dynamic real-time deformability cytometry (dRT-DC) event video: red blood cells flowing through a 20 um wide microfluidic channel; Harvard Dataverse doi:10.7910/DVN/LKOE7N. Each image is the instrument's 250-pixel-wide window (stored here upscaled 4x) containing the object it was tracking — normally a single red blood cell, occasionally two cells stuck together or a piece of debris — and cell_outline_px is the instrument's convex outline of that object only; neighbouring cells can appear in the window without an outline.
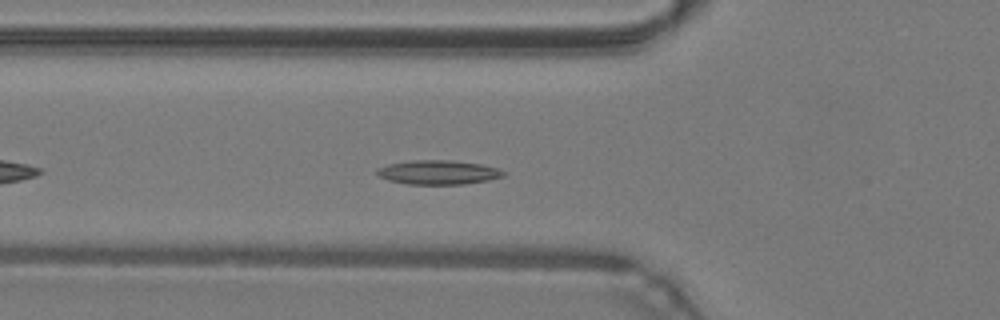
{"species": "common noctule bat (a hibernating species)", "species_latin": "Nyctalus noctula", "temperature_condition": "warm", "stored_images_in_passage": 38, "camera_frame_rate_fps": 3000, "um_per_image_px": 0.085, "animal": {"sex": "male", "body_mass_g": 19.2, "forearm_length_mm": 51.8}, "frame": {"image": 1, "passage_image": 7, "time_ms": 2.0, "image_size_px": [1000, 320], "cell_outline_px": [[508, 172], [504, 176], [488, 180], [464, 184], [408, 184], [388, 180], [380, 176], [376, 172], [376, 168], [388, 164], [412, 160], [452, 160], [480, 164], [496, 168]], "centroid_in_image_um": [37.25, 14.64], "position_along_channel_um": 88.5, "area_um2": 17.8}}
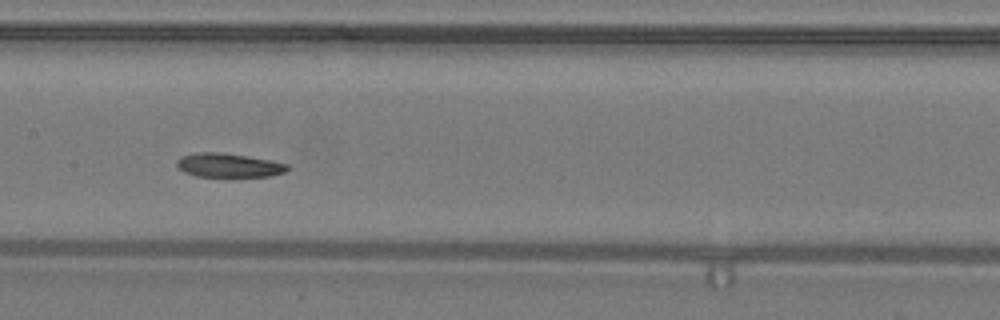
{"frame": {"image": 2, "passage_image": 14, "time_ms": 4.333, "image_size_px": [1000, 320], "cell_outline_px": [[288, 168], [284, 172], [268, 176], [228, 180], [196, 176], [184, 172], [176, 164], [176, 160], [180, 156], [196, 152], [220, 152], [268, 160], [288, 164]], "centroid_in_image_um": [19.38, 14.11], "position_along_channel_um": 188.0, "area_um2": 16.18}}
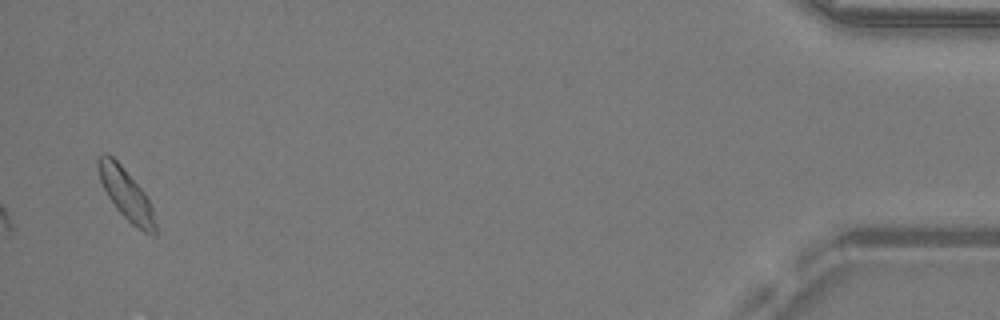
{"frame": {"image": 3, "passage_image": 37, "time_ms": 12.0, "image_size_px": [1000, 320], "cell_outline_px": [[156, 236], [152, 236], [144, 232], [132, 224], [116, 208], [108, 196], [100, 180], [96, 160], [104, 152], [108, 152], [120, 164], [144, 192], [152, 208], [156, 224]], "centroid_in_image_um": [10.72, 16.51], "position_along_channel_um": 424.5, "area_um2": 16.76}, "authors_computed_cell_mechanics": {"area_um2": 16.5019, "velocity_mm_per_s": 4.2327, "shape_relaxation_time_tau1_ms": 5.8102, "shape_relaxation_time_tau2_ms": 11.172, "deformation_change_tau1": 0.1184, "deformation_change_tau2": 0.189}}